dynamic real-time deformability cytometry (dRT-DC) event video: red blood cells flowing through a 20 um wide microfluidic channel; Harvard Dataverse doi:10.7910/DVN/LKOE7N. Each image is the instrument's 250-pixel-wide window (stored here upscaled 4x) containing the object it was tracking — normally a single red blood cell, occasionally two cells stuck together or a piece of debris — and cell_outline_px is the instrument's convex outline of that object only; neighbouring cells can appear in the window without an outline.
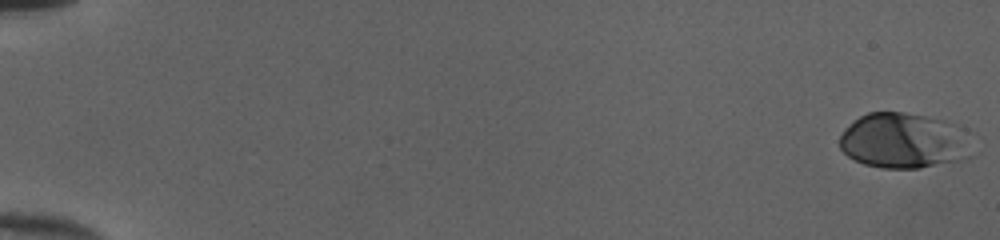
{"species": "human", "species_latin": "Homo sapiens", "temperature_condition": "cold", "stored_images_in_passage": 52, "camera_frame_rate_fps": 3000, "um_per_image_px": 0.085, "donor": {"sex": "female"}, "frame": {"image": 1, "passage_image": 1, "time_ms": 0.0, "image_size_px": [1000, 240], "cell_outline_px": [[956, 128], [952, 160], [920, 168], [884, 168], [864, 164], [848, 156], [840, 148], [840, 136], [844, 128], [860, 116], [868, 112], [904, 112], [944, 120], [956, 124]], "centroid_in_image_um": [76.39, 11.92], "position_along_channel_um": 8.6, "area_um2": 39.3}}
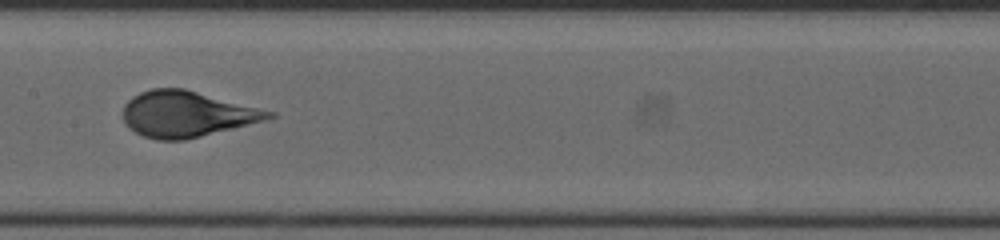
{"frame": {"image": 2, "passage_image": 29, "time_ms": 9.333, "image_size_px": [1000, 240], "cell_outline_px": [[276, 116], [268, 120], [184, 140], [156, 140], [144, 136], [128, 128], [124, 120], [124, 104], [132, 96], [140, 92], [152, 88], [184, 88], [276, 112]], "centroid_in_image_um": [15.89, 9.69], "position_along_channel_um": 191.5, "area_um2": 39.02}}
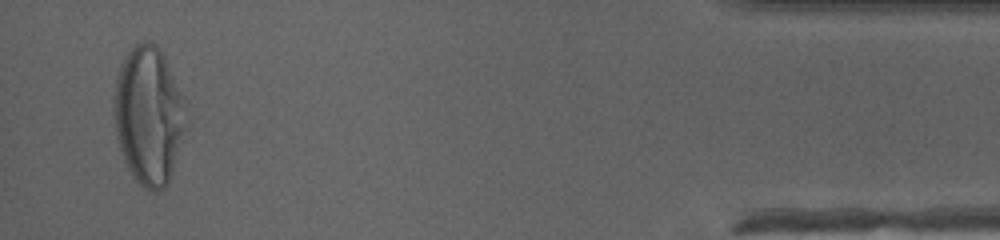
{"frame": {"image": 3, "passage_image": 51, "time_ms": 16.667, "image_size_px": [1000, 240], "cell_outline_px": [[188, 124], [168, 184], [164, 188], [156, 192], [144, 188], [132, 176], [128, 168], [120, 148], [116, 136], [112, 112], [112, 100], [116, 80], [120, 64], [124, 56], [140, 40], [148, 40], [156, 44], [164, 56], [188, 104]], "centroid_in_image_um": [12.66, 9.8], "position_along_channel_um": 422.5, "area_um2": 59.19}, "authors_computed_cell_mechanics": {"area_um2": 38.9861, "velocity_mm_per_s": 4.0319, "shape_relaxation_time_tau1_ms": 4.3396, "shape_relaxation_time_tau2_ms": null, "deformation_change_tau1": 0.2125, "deformation_change_tau2": null}}